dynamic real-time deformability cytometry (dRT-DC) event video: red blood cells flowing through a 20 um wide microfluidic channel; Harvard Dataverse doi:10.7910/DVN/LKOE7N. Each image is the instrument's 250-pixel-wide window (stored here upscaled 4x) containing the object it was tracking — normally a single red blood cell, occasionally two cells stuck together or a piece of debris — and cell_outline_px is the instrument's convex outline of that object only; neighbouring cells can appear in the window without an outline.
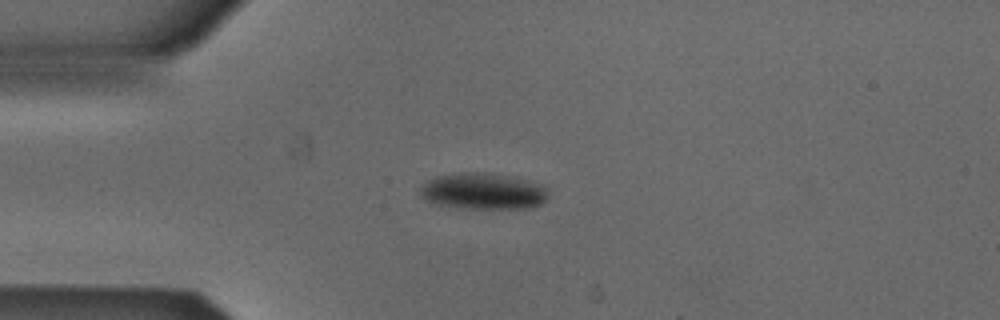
{"species": "Egyptian fruit bat (a non-hibernating species)", "species_latin": "Rousettus aegyptiacus", "temperature_condition": "cold", "stored_images_in_passage": 40, "camera_frame_rate_fps": 3000, "um_per_image_px": 0.085, "animal": {"sex": "male"}, "frame": {"image": 1, "passage_image": 1, "time_ms": 0.0, "image_size_px": [1000, 320], "cell_outline_px": [[548, 200], [532, 208], [460, 208], [440, 204], [424, 200], [420, 196], [420, 188], [428, 180], [436, 176], [460, 172], [488, 172], [516, 176], [544, 184], [548, 188]], "centroid_in_image_um": [41.14, 16.23], "position_along_channel_um": 43.9, "area_um2": 27.74}}
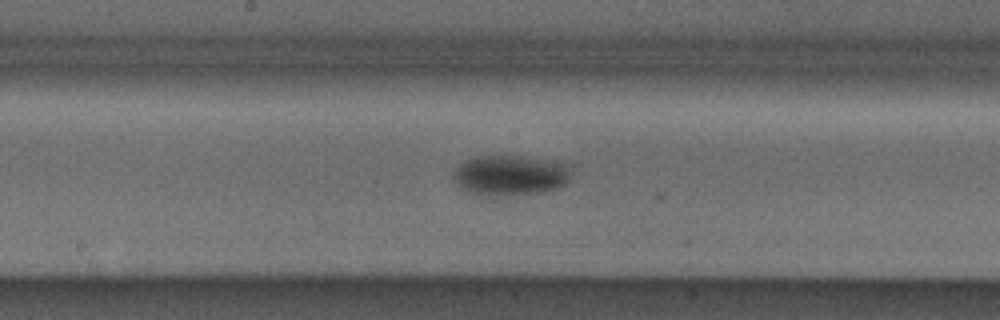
{"frame": {"image": 2, "passage_image": 15, "time_ms": 4.667, "image_size_px": [1000, 320], "cell_outline_px": [[576, 164], [568, 180], [560, 188], [544, 192], [484, 196], [472, 192], [464, 188], [452, 176], [456, 168], [460, 164], [476, 156], [520, 156]], "centroid_in_image_um": [43.49, 14.88], "position_along_channel_um": 204.7, "area_um2": 27.63}}
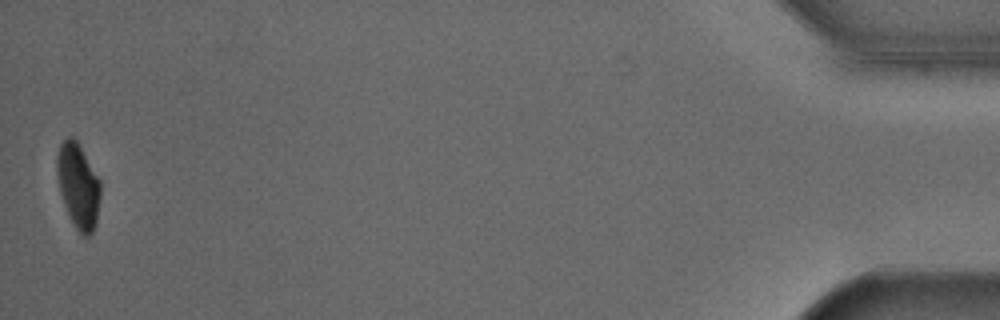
{"frame": {"image": 3, "passage_image": 40, "time_ms": 13.0, "image_size_px": [1000, 320], "cell_outline_px": [[100, 196], [96, 224], [92, 232], [88, 236], [80, 236], [68, 216], [60, 192], [56, 172], [56, 156], [60, 144], [68, 136], [72, 136], [76, 140], [100, 180]], "centroid_in_image_um": [6.63, 15.82], "position_along_channel_um": 428.6, "area_um2": 21.62}, "authors_computed_cell_mechanics": {"area_um2": 26.9926, "velocity_mm_per_s": 3.8699, "shape_relaxation_time_tau1_ms": 3.0493, "shape_relaxation_time_tau2_ms": null, "deformation_change_tau1": 0.093, "deformation_change_tau2": null}}